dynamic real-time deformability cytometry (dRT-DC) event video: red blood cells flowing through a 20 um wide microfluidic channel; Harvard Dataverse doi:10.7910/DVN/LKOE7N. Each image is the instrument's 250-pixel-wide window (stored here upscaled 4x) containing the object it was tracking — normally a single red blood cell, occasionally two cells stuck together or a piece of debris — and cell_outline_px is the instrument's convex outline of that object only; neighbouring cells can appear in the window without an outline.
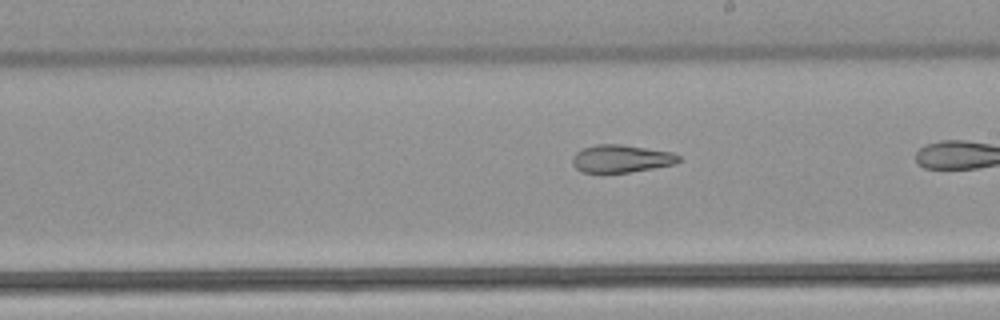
{"species": "common noctule bat (a hibernating species)", "species_latin": "Nyctalus noctula", "temperature_condition": "warm", "stored_images_in_passage": 32, "camera_frame_rate_fps": 3000, "um_per_image_px": 0.085, "animal": {"sex": "male", "body_mass_g": 21.5, "forearm_length_mm": 52.0}, "frame": {"image": 1, "passage_image": 28, "time_ms": 9.0, "image_size_px": [1000, 320], "cell_outline_px": [[680, 160], [676, 164], [628, 172], [580, 172], [572, 164], [572, 156], [576, 152], [584, 148], [596, 144], [620, 144], [672, 152], [680, 156]], "centroid_in_image_um": [52.79, 13.48], "position_along_channel_um": 236.2, "area_um2": 17.05}}